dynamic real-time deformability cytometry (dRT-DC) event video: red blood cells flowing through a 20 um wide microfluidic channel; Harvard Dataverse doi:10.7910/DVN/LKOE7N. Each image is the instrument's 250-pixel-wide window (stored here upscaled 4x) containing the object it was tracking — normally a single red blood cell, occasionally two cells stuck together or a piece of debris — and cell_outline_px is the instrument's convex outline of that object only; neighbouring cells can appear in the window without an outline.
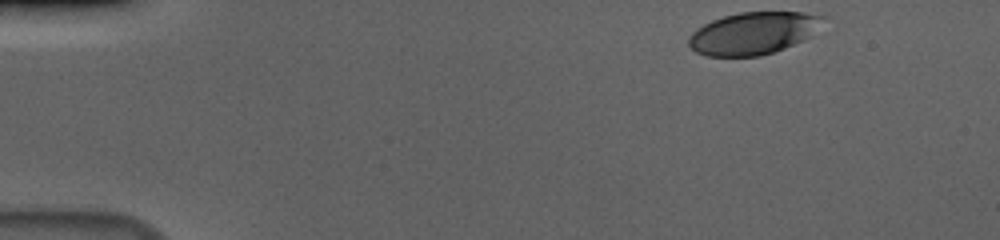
{"species": "human", "species_latin": "Homo sapiens", "temperature_condition": "cold", "stored_images_in_passage": 43, "camera_frame_rate_fps": 3000, "um_per_image_px": 0.085, "donor": {"sex": "male"}, "frame": {"image": 1, "passage_image": 1, "time_ms": 0.0, "image_size_px": [1000, 240], "cell_outline_px": [[828, 16], [808, 36], [784, 48], [760, 56], [708, 56], [696, 52], [688, 44], [688, 36], [696, 28], [712, 20], [724, 16], [740, 12], [804, 12]], "centroid_in_image_um": [63.98, 2.81], "position_along_channel_um": 21.0, "area_um2": 32.77}}
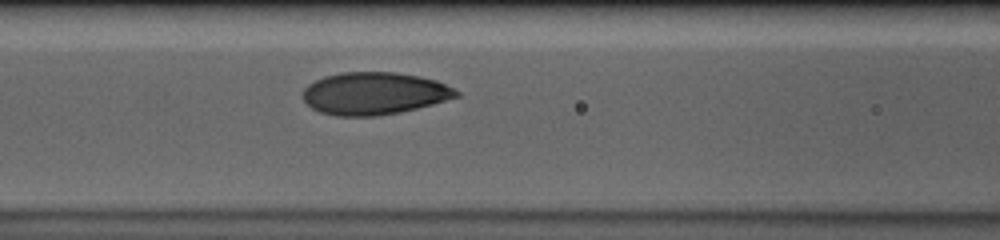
{"frame": {"image": 2, "passage_image": 19, "time_ms": 6.0, "image_size_px": [1000, 240], "cell_outline_px": [[460, 96], [432, 104], [400, 112], [376, 116], [336, 116], [320, 112], [312, 108], [304, 100], [304, 88], [308, 84], [324, 76], [340, 72], [396, 72], [420, 76], [436, 80], [460, 92]], "centroid_in_image_um": [31.8, 7.94], "position_along_channel_um": 134.8, "area_um2": 37.86}}
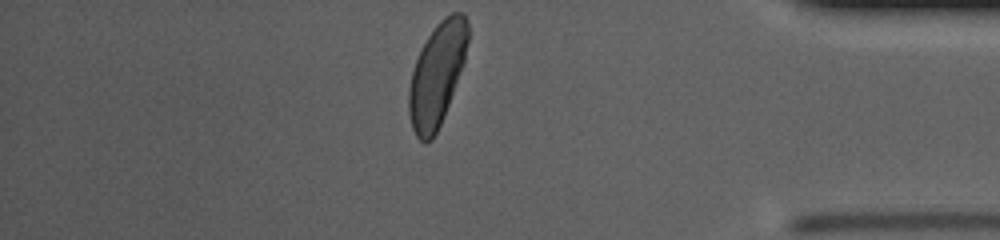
{"frame": {"image": 3, "passage_image": 43, "time_ms": 14.0, "image_size_px": [1000, 240], "cell_outline_px": [[468, 40], [464, 64], [440, 124], [432, 140], [424, 144], [416, 136], [412, 128], [408, 112], [408, 88], [412, 72], [416, 60], [428, 36], [436, 24], [444, 16], [452, 12], [464, 12], [468, 20]], "centroid_in_image_um": [37.14, 6.32], "position_along_channel_um": 398.1, "area_um2": 35.43}, "authors_computed_cell_mechanics": {"area_um2": 37.5122, "velocity_mm_per_s": 3.6454, "shape_relaxation_time_tau1_ms": 2.6958, "shape_relaxation_time_tau2_ms": null, "deformation_change_tau1": 0.1529, "deformation_change_tau2": null}}